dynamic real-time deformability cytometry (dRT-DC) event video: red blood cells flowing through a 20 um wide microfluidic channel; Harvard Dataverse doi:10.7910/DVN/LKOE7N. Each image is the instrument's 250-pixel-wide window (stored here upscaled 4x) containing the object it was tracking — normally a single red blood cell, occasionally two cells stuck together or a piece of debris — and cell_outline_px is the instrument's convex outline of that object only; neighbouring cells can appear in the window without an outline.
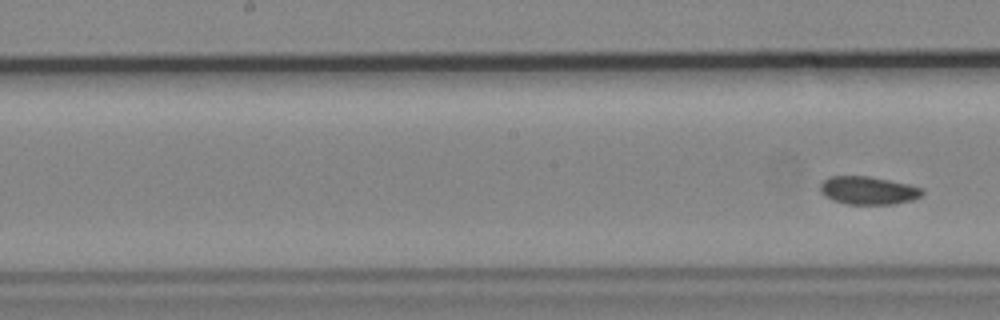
{"species": "common noctule bat (a hibernating species)", "species_latin": "Nyctalus noctula", "temperature_condition": "cold", "stored_images_in_passage": 6, "segment_of_instrument_passage": [2, 2], "camera_frame_rate_fps": 3000, "um_per_image_px": 0.085, "animal": {"sex": "male", "body_mass_g": 19.2, "forearm_length_mm": 51.8}, "frame": {"image": 1, "passage_image": 6, "time_ms": 1.667, "image_size_px": [1000, 320], "cell_outline_px": [[924, 192], [920, 196], [912, 200], [892, 204], [844, 204], [832, 200], [824, 196], [820, 192], [820, 184], [828, 176], [868, 176], [908, 184], [924, 188]], "centroid_in_image_um": [73.77, 16.19], "position_along_channel_um": 174.4, "area_um2": 16.76}}